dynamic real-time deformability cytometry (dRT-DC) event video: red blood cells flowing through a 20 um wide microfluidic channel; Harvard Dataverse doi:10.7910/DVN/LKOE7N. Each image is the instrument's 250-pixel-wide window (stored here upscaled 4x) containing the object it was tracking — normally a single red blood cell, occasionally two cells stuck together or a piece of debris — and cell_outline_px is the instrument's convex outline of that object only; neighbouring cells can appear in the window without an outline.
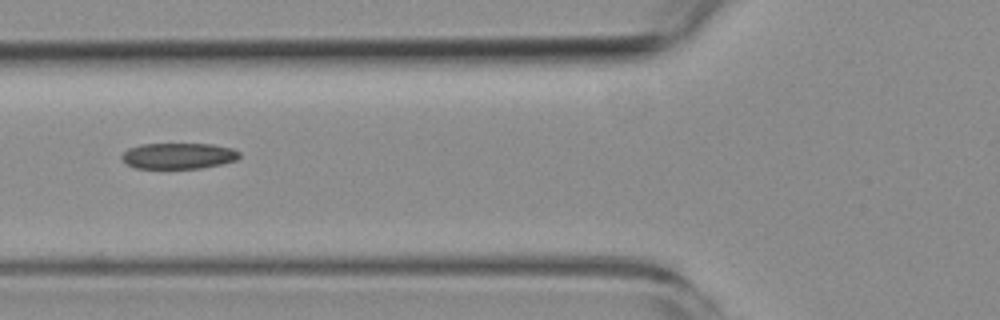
{"species": "common noctule bat (a hibernating species)", "species_latin": "Nyctalus noctula", "temperature_condition": "room temperature", "stored_images_in_passage": 6, "camera_frame_rate_fps": 3000, "um_per_image_px": 0.085, "animal": {"sex": "female", "body_mass_g": 19.3, "forearm_length_mm": 54.1}, "frame": {"image": 1, "passage_image": 6, "time_ms": 6.333, "image_size_px": [1000, 320], "cell_outline_px": [[240, 156], [236, 160], [220, 164], [200, 168], [136, 168], [128, 164], [120, 156], [128, 148], [140, 144], [212, 144], [232, 148], [240, 152]], "centroid_in_image_um": [15.17, 13.24], "position_along_channel_um": 110.6, "area_um2": 17.69}}